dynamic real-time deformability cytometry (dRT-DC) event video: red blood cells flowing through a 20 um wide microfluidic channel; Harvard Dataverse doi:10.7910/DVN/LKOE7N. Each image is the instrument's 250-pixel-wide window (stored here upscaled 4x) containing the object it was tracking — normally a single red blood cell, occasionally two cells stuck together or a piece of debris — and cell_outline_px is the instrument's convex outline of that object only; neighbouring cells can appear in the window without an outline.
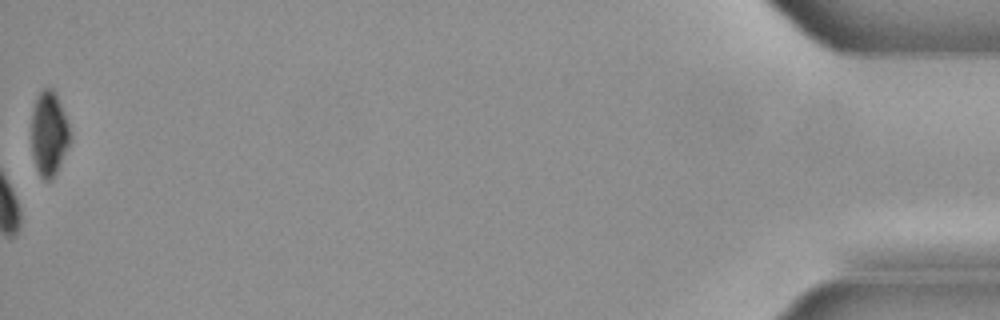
{"species": "common noctule bat (a hibernating species)", "species_latin": "Nyctalus noctula", "temperature_condition": "cold", "stored_images_in_passage": 50, "camera_frame_rate_fps": 3000, "um_per_image_px": 0.085, "animal": {"sex": "male", "body_mass_g": 21.5, "forearm_length_mm": 52.0}, "frame": {"image": 1, "passage_image": 50, "time_ms": 16.333, "image_size_px": [1000, 320], "cell_outline_px": [[72, 136], [52, 176], [48, 180], [44, 180], [40, 176], [36, 168], [32, 156], [32, 108], [40, 92], [44, 88], [52, 88], [56, 92], [64, 112]], "centroid_in_image_um": [4.14, 11.29], "position_along_channel_um": 431.1, "area_um2": 18.55}}